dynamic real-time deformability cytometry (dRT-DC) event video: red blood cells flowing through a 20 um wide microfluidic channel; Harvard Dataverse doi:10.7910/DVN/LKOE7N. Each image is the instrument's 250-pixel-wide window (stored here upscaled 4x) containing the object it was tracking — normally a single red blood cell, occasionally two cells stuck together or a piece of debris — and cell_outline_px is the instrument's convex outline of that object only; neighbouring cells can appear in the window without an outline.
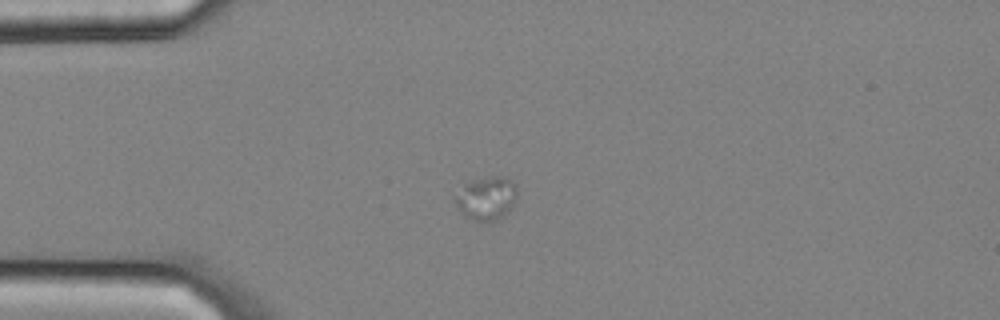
{"species": "common noctule bat (a hibernating species)", "species_latin": "Nyctalus noctula", "temperature_condition": "cold", "stored_images_in_passage": 4, "camera_frame_rate_fps": 3000, "um_per_image_px": 0.085, "animal": {"sex": "male", "body_mass_g": 20.4}, "frame": {"image": 1, "passage_image": 2, "time_ms": 0.333, "image_size_px": [1000, 320], "cell_outline_px": [[516, 196], [512, 208], [500, 220], [472, 220], [460, 212], [452, 200], [452, 196], [464, 184], [476, 180], [492, 176], [500, 176], [516, 184]], "centroid_in_image_um": [41.3, 16.87], "position_along_channel_um": 43.7, "area_um2": 15.72}}
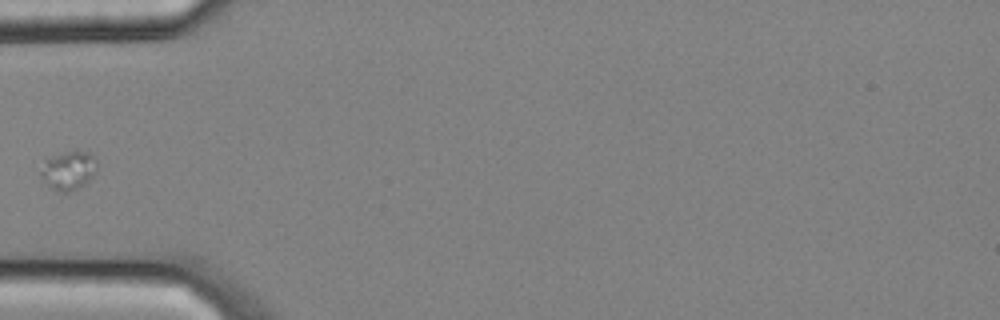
{"frame": {"image": 2, "passage_image": 3, "time_ms": 0.667, "image_size_px": [1000, 320], "cell_outline_px": [[96, 172], [80, 188], [68, 192], [56, 192], [40, 176], [40, 172], [44, 160], [68, 152], [88, 152], [96, 160]], "centroid_in_image_um": [5.82, 14.52], "position_along_channel_um": 79.2, "area_um2": 12.37}}